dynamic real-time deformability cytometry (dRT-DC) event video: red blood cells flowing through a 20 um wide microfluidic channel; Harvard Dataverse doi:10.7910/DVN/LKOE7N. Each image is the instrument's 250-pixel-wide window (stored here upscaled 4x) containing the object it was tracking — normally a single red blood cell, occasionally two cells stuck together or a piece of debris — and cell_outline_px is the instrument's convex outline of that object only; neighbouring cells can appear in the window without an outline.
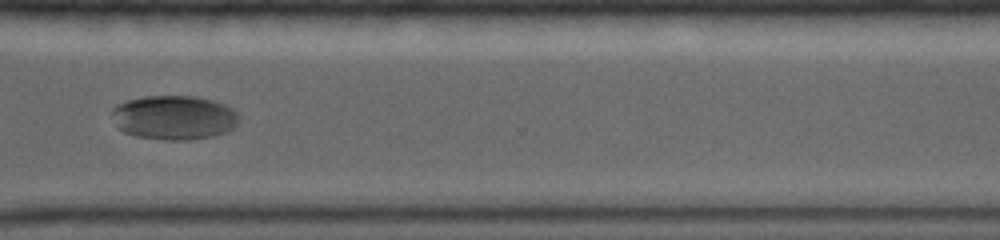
{"species": "common noctule bat (a hibernating species)", "species_latin": "Nyctalus noctula", "temperature_condition": "warm", "stored_images_in_passage": 22, "camera_frame_rate_fps": 5000, "um_per_image_px": 0.085, "animal": {"sex": "female", "body_mass_g": 19.0, "forearm_length_mm": 56.7}, "frame": {"image": 1, "passage_image": 19, "time_ms": 9.2, "image_size_px": [1000, 240], "cell_outline_px": [[236, 124], [232, 128], [224, 132], [212, 136], [188, 140], [164, 140], [136, 136], [124, 132], [116, 124], [112, 112], [116, 104], [128, 100], [144, 96], [196, 96], [212, 100], [224, 104], [232, 108], [236, 112]], "centroid_in_image_um": [14.77, 9.98], "position_along_channel_um": 355.8, "area_um2": 32.48}}
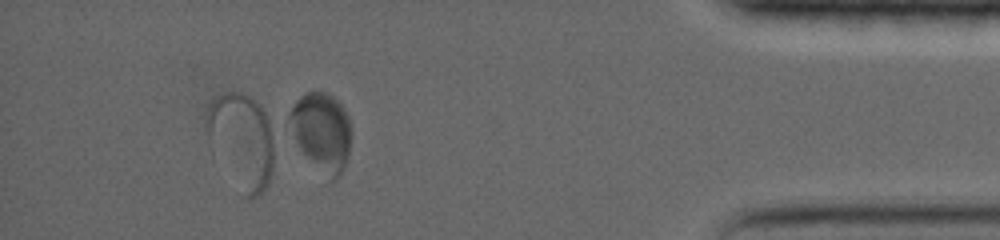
{"frame": {"image": 2, "passage_image": 22, "time_ms": 12.4, "image_size_px": [1000, 240], "cell_outline_px": [[352, 136], [348, 152], [340, 176], [332, 184], [300, 148], [296, 140], [288, 116], [288, 112], [296, 100], [304, 92], [328, 92], [344, 108], [348, 116], [352, 128]], "centroid_in_image_um": [27.38, 11.18], "position_along_channel_um": 407.8, "area_um2": 28.03}}